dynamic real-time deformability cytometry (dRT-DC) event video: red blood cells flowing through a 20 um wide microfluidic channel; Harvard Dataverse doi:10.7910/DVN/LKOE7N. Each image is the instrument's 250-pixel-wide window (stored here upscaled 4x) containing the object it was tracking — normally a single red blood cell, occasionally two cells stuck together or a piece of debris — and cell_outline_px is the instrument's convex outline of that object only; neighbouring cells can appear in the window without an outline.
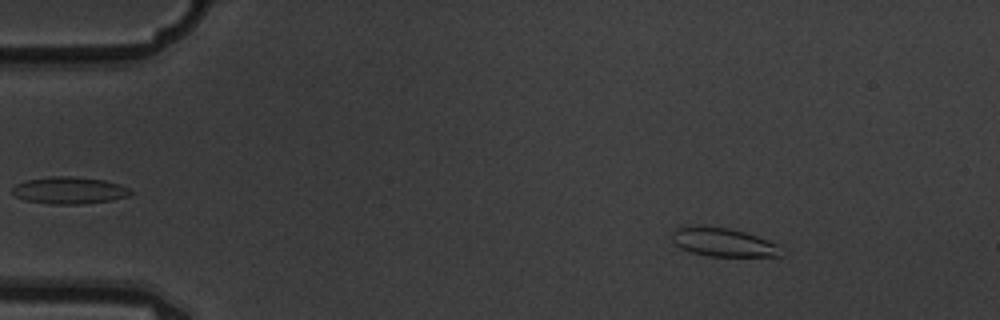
{"species": "common noctule bat (a hibernating species)", "species_latin": "Nyctalus noctula", "temperature_condition": "warm", "stored_images_in_passage": 6, "camera_frame_rate_fps": 3000, "um_per_image_px": 0.085, "animal": {"sex": "male", "body_mass_g": 19.5, "forearm_length_mm": 54.6}, "frame": {"image": 1, "passage_image": 2, "time_ms": 0.333, "image_size_px": [1000, 320], "cell_outline_px": [[784, 256], [708, 256], [692, 252], [680, 248], [672, 240], [672, 232], [676, 228], [688, 224], [692, 224], [728, 228], [744, 232], [780, 244]], "centroid_in_image_um": [61.46, 20.57], "position_along_channel_um": 23.5, "area_um2": 18.5}}
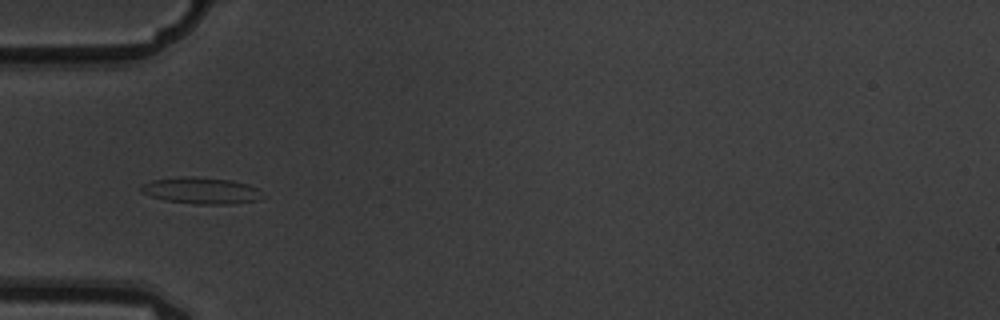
{"frame": {"image": 2, "passage_image": 5, "time_ms": 1.333, "image_size_px": [1000, 320], "cell_outline_px": [[268, 196], [260, 200], [232, 204], [196, 204], [164, 200], [140, 192], [140, 184], [152, 180], [184, 176], [196, 176], [232, 180], [248, 184], [256, 188]], "centroid_in_image_um": [17.14, 16.2], "position_along_channel_um": 67.9, "area_um2": 19.13}}